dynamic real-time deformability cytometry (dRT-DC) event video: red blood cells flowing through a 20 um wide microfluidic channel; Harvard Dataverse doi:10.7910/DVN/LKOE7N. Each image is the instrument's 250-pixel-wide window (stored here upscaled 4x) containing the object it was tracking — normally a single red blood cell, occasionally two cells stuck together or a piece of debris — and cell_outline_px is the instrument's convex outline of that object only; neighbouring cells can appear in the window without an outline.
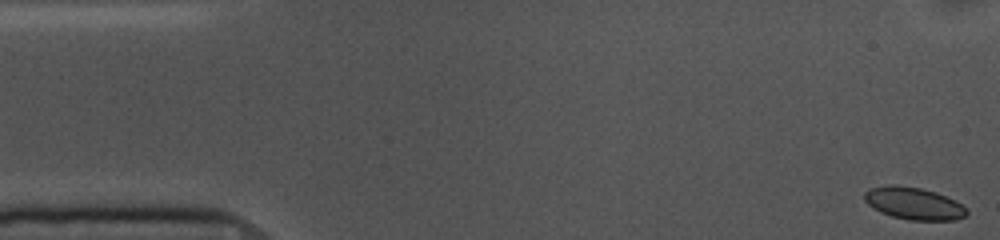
{"species": "common noctule bat (a hibernating species)", "species_latin": "Nyctalus noctula", "temperature_condition": "cold", "stored_images_in_passage": 54, "camera_frame_rate_fps": 3000, "um_per_image_px": 0.085, "animal": {"sex": "female", "body_mass_g": 10.0, "forearm_length_mm": 53.1}, "frame": {"image": 1, "passage_image": 1, "time_ms": 0.0, "image_size_px": [1000, 240], "cell_outline_px": [[968, 212], [964, 216], [956, 220], [908, 220], [892, 216], [880, 212], [868, 204], [864, 200], [864, 192], [868, 188], [888, 184], [896, 184], [920, 188], [936, 192], [956, 200], [968, 208]], "centroid_in_image_um": [77.67, 17.28], "position_along_channel_um": 7.3, "area_um2": 19.48}}
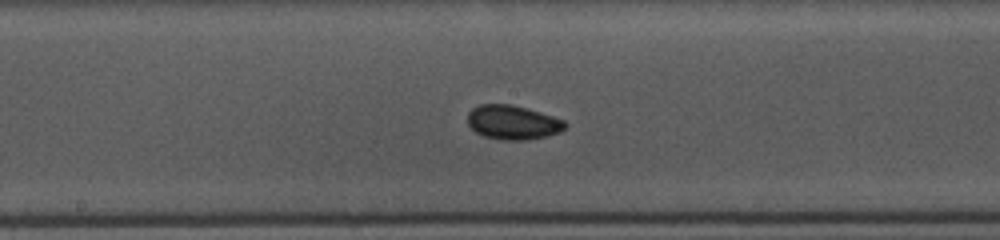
{"frame": {"image": 2, "passage_image": 27, "time_ms": 8.667, "image_size_px": [1000, 240], "cell_outline_px": [[568, 124], [560, 132], [548, 136], [528, 140], [500, 140], [484, 136], [476, 132], [468, 124], [468, 112], [472, 108], [480, 104], [512, 104], [540, 112], [564, 120]], "centroid_in_image_um": [43.59, 10.41], "position_along_channel_um": 204.6, "area_um2": 19.54}}
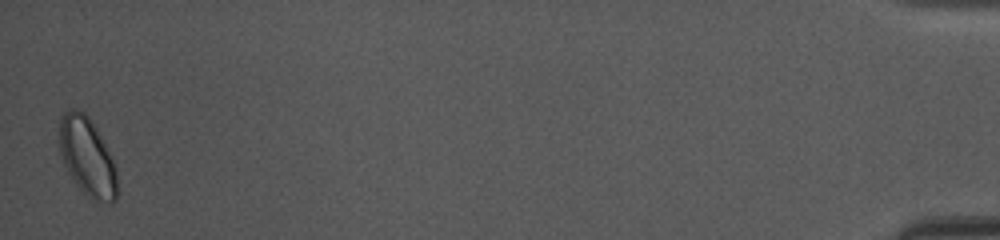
{"frame": {"image": 3, "passage_image": 54, "time_ms": 17.667, "image_size_px": [1000, 240], "cell_outline_px": [[116, 200], [96, 200], [88, 196], [76, 184], [68, 172], [64, 164], [56, 140], [60, 116], [64, 112], [72, 108], [76, 108], [84, 112], [88, 116], [96, 128], [116, 168]], "centroid_in_image_um": [7.33, 13.24], "position_along_channel_um": 427.9, "area_um2": 26.18}, "authors_computed_cell_mechanics": {"area_um2": 18.9584, "velocity_mm_per_s": 3.5794, "shape_relaxation_time_tau1_ms": 1.5692, "shape_relaxation_time_tau2_ms": 2.9648, "deformation_change_tau1": 0.0534, "deformation_change_tau2": 0.0582}}